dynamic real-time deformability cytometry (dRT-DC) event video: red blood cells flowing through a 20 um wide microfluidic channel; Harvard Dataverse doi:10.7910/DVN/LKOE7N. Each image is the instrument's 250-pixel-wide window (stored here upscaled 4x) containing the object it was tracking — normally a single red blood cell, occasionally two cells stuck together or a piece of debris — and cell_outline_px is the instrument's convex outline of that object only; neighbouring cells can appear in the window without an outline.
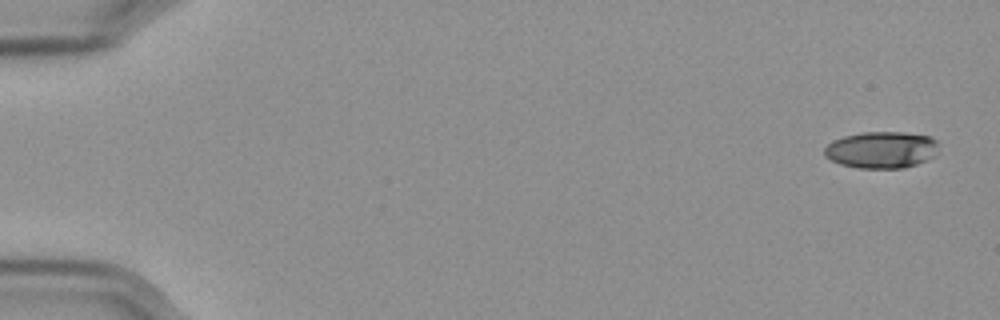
{"species": "Egyptian fruit bat (a non-hibernating species)", "species_latin": "Rousettus aegyptiacus", "temperature_condition": "cold", "stored_images_in_passage": 56, "camera_frame_rate_fps": 3000, "um_per_image_px": 0.085, "frame": {"image": 1, "passage_image": 1, "time_ms": 0.0, "image_size_px": [1000, 320], "cell_outline_px": [[936, 156], [928, 160], [904, 168], [856, 168], [840, 164], [824, 156], [824, 148], [832, 140], [844, 136], [864, 132], [900, 132], [928, 136], [936, 140]], "centroid_in_image_um": [74.9, 12.74], "position_along_channel_um": 10.1, "area_um2": 24.45}}
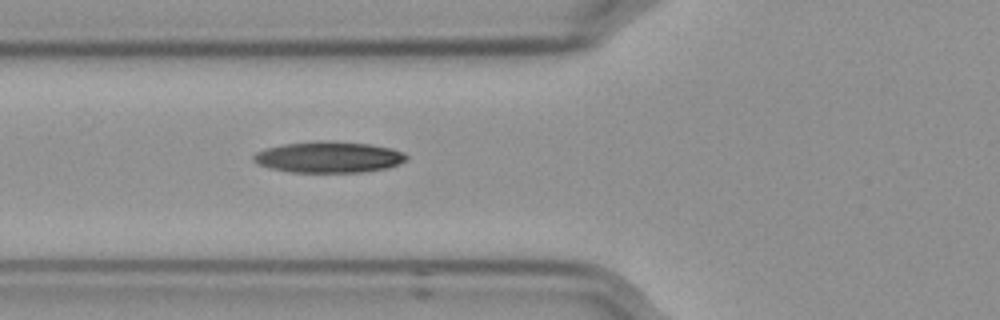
{"frame": {"image": 2, "passage_image": 21, "time_ms": 6.667, "image_size_px": [1000, 320], "cell_outline_px": [[408, 160], [388, 168], [360, 172], [292, 172], [272, 168], [260, 164], [252, 160], [252, 156], [256, 152], [264, 148], [284, 144], [316, 140], [328, 140], [368, 144], [392, 148], [404, 152], [408, 156]], "centroid_in_image_um": [27.96, 13.34], "position_along_channel_um": 97.8, "area_um2": 27.92}}
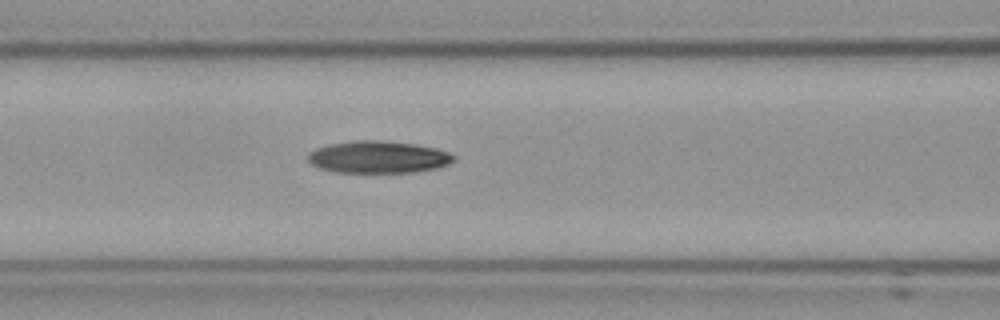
{"frame": {"image": 3, "passage_image": 24, "time_ms": 7.667, "image_size_px": [1000, 320], "cell_outline_px": [[456, 156], [448, 164], [436, 168], [412, 172], [336, 172], [316, 168], [308, 160], [308, 152], [316, 148], [332, 144], [356, 140], [380, 140], [412, 144], [436, 148], [448, 152]], "centroid_in_image_um": [32.11, 13.35], "position_along_channel_um": 134.5, "area_um2": 27.11}, "authors_computed_cell_mechanics": {"area_um2": 26.3568, "velocity_mm_per_s": 3.5852, "shape_relaxation_time_tau1_ms": 8.4356, "shape_relaxation_time_tau2_ms": null, "deformation_change_tau1": 0.1697, "deformation_change_tau2": null}}